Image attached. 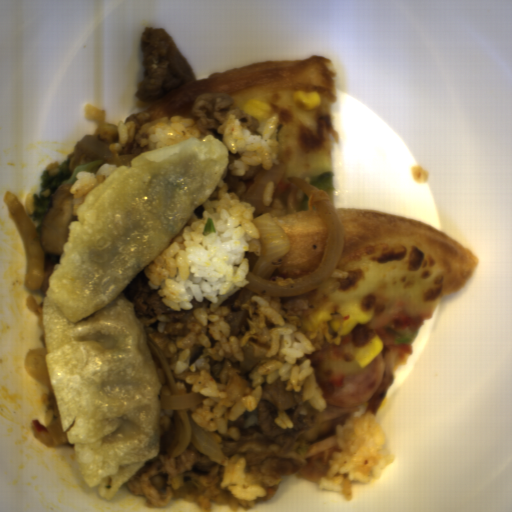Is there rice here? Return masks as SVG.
I'll list each match as a JSON object with an SVG mask.
<instances>
[{
    "instance_id": "obj_4",
    "label": "rice",
    "mask_w": 512,
    "mask_h": 512,
    "mask_svg": "<svg viewBox=\"0 0 512 512\" xmlns=\"http://www.w3.org/2000/svg\"><path fill=\"white\" fill-rule=\"evenodd\" d=\"M140 134L149 139L148 152L189 139H204L193 117L175 115L170 118L149 120L142 125Z\"/></svg>"
},
{
    "instance_id": "obj_9",
    "label": "rice",
    "mask_w": 512,
    "mask_h": 512,
    "mask_svg": "<svg viewBox=\"0 0 512 512\" xmlns=\"http://www.w3.org/2000/svg\"><path fill=\"white\" fill-rule=\"evenodd\" d=\"M155 363H156L158 375H159V378H160V381H161V384H162L161 392H160L159 395H162V396L172 395L170 387H169V384L167 382V379L165 377V374L163 372V369H162L161 365L158 364L156 361H155Z\"/></svg>"
},
{
    "instance_id": "obj_1",
    "label": "rice",
    "mask_w": 512,
    "mask_h": 512,
    "mask_svg": "<svg viewBox=\"0 0 512 512\" xmlns=\"http://www.w3.org/2000/svg\"><path fill=\"white\" fill-rule=\"evenodd\" d=\"M255 211L222 176L144 268L164 305L195 318L175 340L178 354L164 358L179 392L204 397L190 418L216 443L239 438L240 418L274 381L328 406L311 359L317 348L302 326L308 302L245 288L262 252Z\"/></svg>"
},
{
    "instance_id": "obj_2",
    "label": "rice",
    "mask_w": 512,
    "mask_h": 512,
    "mask_svg": "<svg viewBox=\"0 0 512 512\" xmlns=\"http://www.w3.org/2000/svg\"><path fill=\"white\" fill-rule=\"evenodd\" d=\"M355 409L347 423L337 424L338 449L326 472L315 482L321 491L338 493L349 500L353 498V485L373 482L394 462L378 416L365 403Z\"/></svg>"
},
{
    "instance_id": "obj_6",
    "label": "rice",
    "mask_w": 512,
    "mask_h": 512,
    "mask_svg": "<svg viewBox=\"0 0 512 512\" xmlns=\"http://www.w3.org/2000/svg\"><path fill=\"white\" fill-rule=\"evenodd\" d=\"M120 168L108 163L102 164L98 171H79L69 191L73 197V216L78 217V207L85 203L86 194L101 184L108 175Z\"/></svg>"
},
{
    "instance_id": "obj_5",
    "label": "rice",
    "mask_w": 512,
    "mask_h": 512,
    "mask_svg": "<svg viewBox=\"0 0 512 512\" xmlns=\"http://www.w3.org/2000/svg\"><path fill=\"white\" fill-rule=\"evenodd\" d=\"M221 466V489L249 505L265 499V490L260 488L256 481L245 472L243 458L236 454L225 456Z\"/></svg>"
},
{
    "instance_id": "obj_8",
    "label": "rice",
    "mask_w": 512,
    "mask_h": 512,
    "mask_svg": "<svg viewBox=\"0 0 512 512\" xmlns=\"http://www.w3.org/2000/svg\"><path fill=\"white\" fill-rule=\"evenodd\" d=\"M277 183L275 182H267L262 198V206L270 205L276 194Z\"/></svg>"
},
{
    "instance_id": "obj_3",
    "label": "rice",
    "mask_w": 512,
    "mask_h": 512,
    "mask_svg": "<svg viewBox=\"0 0 512 512\" xmlns=\"http://www.w3.org/2000/svg\"><path fill=\"white\" fill-rule=\"evenodd\" d=\"M255 132L246 129L233 116L224 119L217 128L227 152L239 153L240 157L231 165L234 175L243 176L250 167L261 165L268 170L281 163L279 138L281 119L277 112L271 113L269 119L258 121Z\"/></svg>"
},
{
    "instance_id": "obj_7",
    "label": "rice",
    "mask_w": 512,
    "mask_h": 512,
    "mask_svg": "<svg viewBox=\"0 0 512 512\" xmlns=\"http://www.w3.org/2000/svg\"><path fill=\"white\" fill-rule=\"evenodd\" d=\"M118 133V142L111 143L110 150L113 152H120L124 147L134 139L136 135V127L133 121L124 120L118 121L116 124Z\"/></svg>"
}]
</instances>
